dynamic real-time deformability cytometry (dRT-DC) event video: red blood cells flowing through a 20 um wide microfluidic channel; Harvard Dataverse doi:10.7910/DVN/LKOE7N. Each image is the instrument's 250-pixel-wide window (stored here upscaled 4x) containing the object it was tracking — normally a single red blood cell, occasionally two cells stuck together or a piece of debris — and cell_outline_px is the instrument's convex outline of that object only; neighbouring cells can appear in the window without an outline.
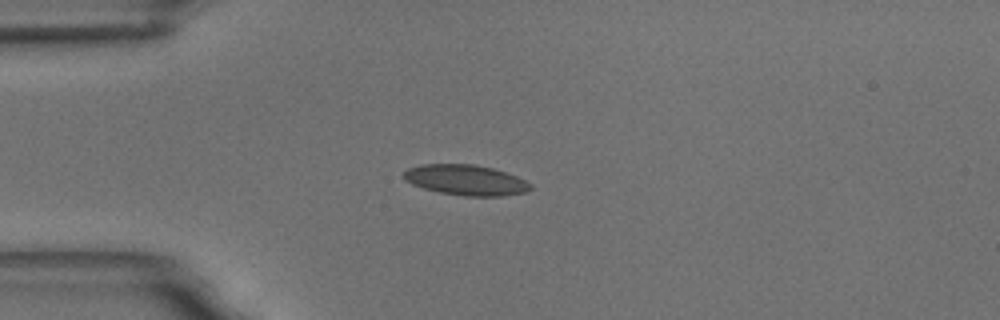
{"species": "common noctule bat (a hibernating species)", "species_latin": "Nyctalus noctula", "temperature_condition": "room temperature", "stored_images_in_passage": 7, "camera_frame_rate_fps": 3000, "um_per_image_px": 0.085, "animal": {"sex": "male", "body_mass_g": 18.8}, "frame": {"image": 1, "passage_image": 4, "time_ms": 3.667, "image_size_px": [1000, 320], "cell_outline_px": [[532, 188], [528, 192], [504, 196], [464, 196], [440, 192], [424, 188], [412, 184], [404, 180], [404, 172], [408, 168], [420, 164], [476, 164], [492, 168], [516, 176], [532, 184]], "centroid_in_image_um": [39.61, 15.3], "position_along_channel_um": 45.4, "area_um2": 22.54}}
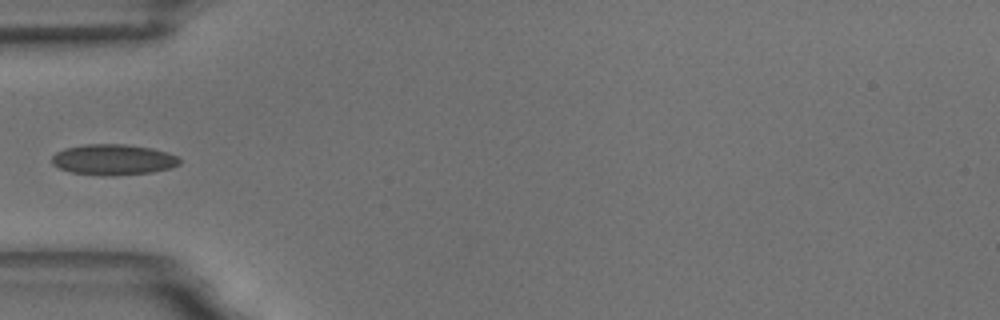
{"frame": {"image": 2, "passage_image": 5, "time_ms": 5.0, "image_size_px": [1000, 320], "cell_outline_px": [[180, 164], [168, 168], [152, 172], [116, 176], [100, 176], [72, 172], [60, 168], [52, 164], [52, 156], [56, 152], [64, 148], [84, 144], [124, 144], [152, 148], [168, 152], [176, 156], [180, 160]], "centroid_in_image_um": [9.61, 13.57], "position_along_channel_um": 75.4, "area_um2": 23.0}}
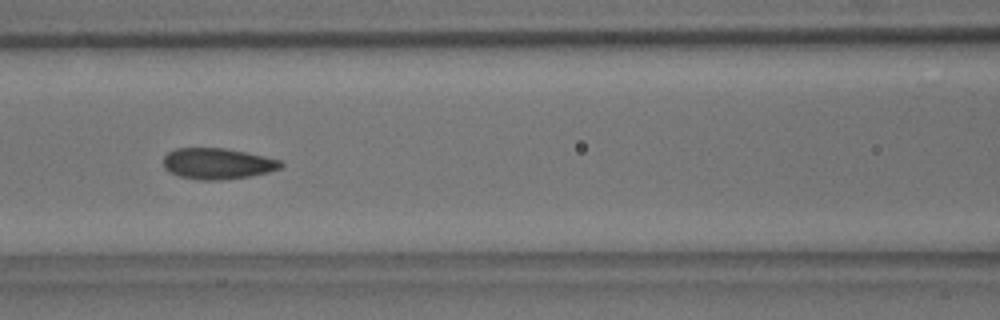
{"frame": {"image": 3, "passage_image": 7, "time_ms": 7.0, "image_size_px": [1000, 320], "cell_outline_px": [[284, 164], [280, 168], [268, 172], [248, 176], [220, 180], [200, 180], [180, 176], [168, 172], [164, 168], [164, 156], [168, 152], [176, 148], [224, 148], [264, 156], [280, 160]], "centroid_in_image_um": [18.46, 13.9], "position_along_channel_um": 148.1, "area_um2": 21.1}}